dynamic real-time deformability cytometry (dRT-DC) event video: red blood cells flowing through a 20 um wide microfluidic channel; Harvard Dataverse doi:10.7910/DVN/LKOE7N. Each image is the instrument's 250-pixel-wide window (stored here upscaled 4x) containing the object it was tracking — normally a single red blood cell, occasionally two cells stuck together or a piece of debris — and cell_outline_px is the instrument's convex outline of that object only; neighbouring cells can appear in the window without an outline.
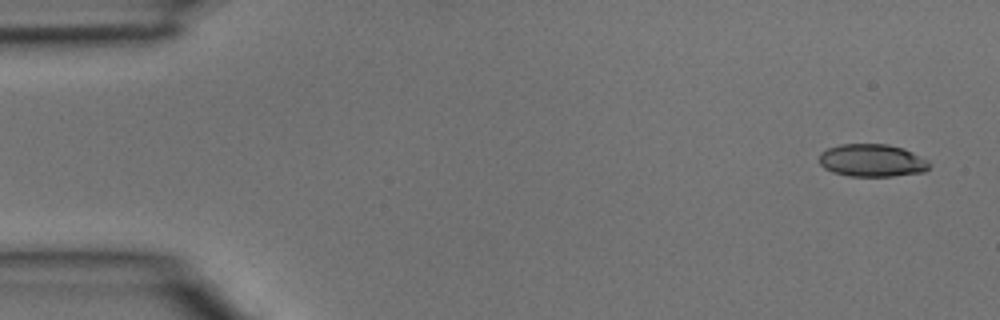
{"species": "common noctule bat (a hibernating species)", "species_latin": "Nyctalus noctula", "temperature_condition": "room temperature", "stored_images_in_passage": 3, "camera_frame_rate_fps": 3000, "um_per_image_px": 0.085, "animal": {"sex": "male", "body_mass_g": 15.6}, "frame": {"image": 1, "passage_image": 1, "time_ms": 0.0, "image_size_px": [1000, 320], "cell_outline_px": [[932, 164], [924, 172], [892, 176], [848, 176], [832, 172], [824, 168], [820, 164], [820, 152], [828, 148], [840, 144], [888, 144], [904, 148], [928, 160]], "centroid_in_image_um": [74.13, 13.64], "position_along_channel_um": 10.9, "area_um2": 21.1}}
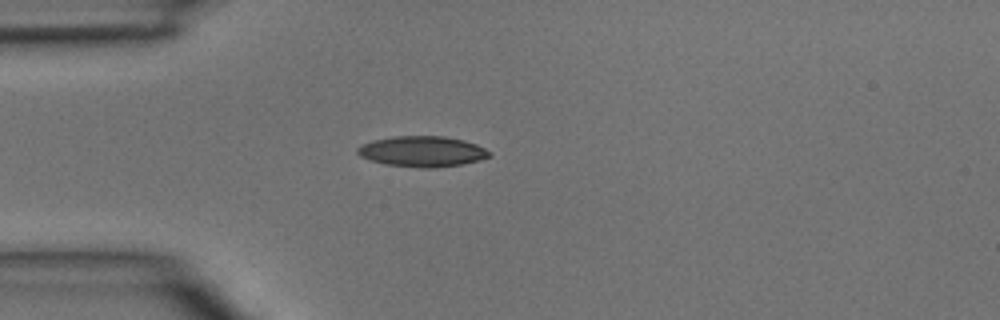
{"frame": {"image": 2, "passage_image": 3, "time_ms": 0.667, "image_size_px": [1000, 320], "cell_outline_px": [[492, 156], [480, 160], [460, 164], [432, 168], [424, 168], [384, 164], [360, 156], [356, 152], [356, 148], [372, 140], [392, 136], [444, 136], [464, 140], [476, 144], [492, 152]], "centroid_in_image_um": [35.91, 12.86], "position_along_channel_um": 49.1, "area_um2": 23.52}}